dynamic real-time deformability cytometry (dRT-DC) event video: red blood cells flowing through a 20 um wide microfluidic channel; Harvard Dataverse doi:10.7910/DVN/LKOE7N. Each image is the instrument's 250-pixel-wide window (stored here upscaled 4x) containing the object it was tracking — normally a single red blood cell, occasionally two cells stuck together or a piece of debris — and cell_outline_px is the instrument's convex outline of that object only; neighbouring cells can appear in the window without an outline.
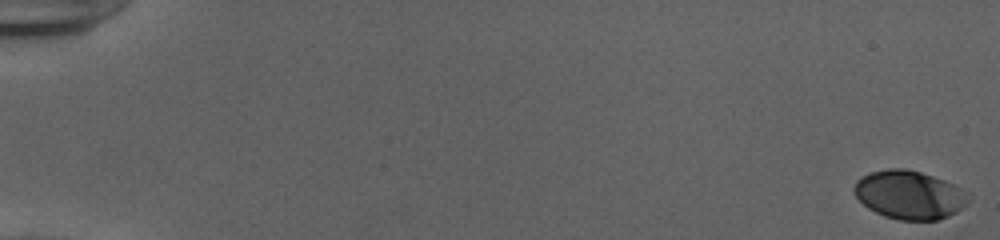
{"species": "human", "species_latin": "Homo sapiens", "temperature_condition": "cold", "stored_images_in_passage": 46, "camera_frame_rate_fps": 3000, "um_per_image_px": 0.085, "donor": {"sex": "female"}, "frame": {"image": 1, "passage_image": 1, "time_ms": 0.0, "image_size_px": [1000, 240], "cell_outline_px": [[968, 200], [956, 212], [948, 216], [936, 220], [900, 220], [884, 216], [868, 208], [856, 196], [852, 188], [856, 180], [872, 172], [888, 168], [904, 168], [920, 172], [944, 180], [960, 188]], "centroid_in_image_um": [77.23, 16.56], "position_along_channel_um": 7.8, "area_um2": 31.73}}
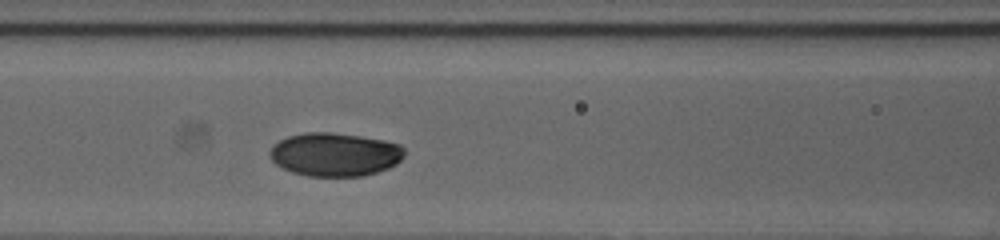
{"frame": {"image": 2, "passage_image": 26, "time_ms": 8.333, "image_size_px": [1000, 240], "cell_outline_px": [[404, 156], [396, 164], [388, 168], [364, 176], [308, 176], [292, 172], [276, 164], [268, 156], [268, 152], [280, 140], [288, 136], [304, 132], [332, 132], [360, 136], [384, 140], [400, 144], [404, 148]], "centroid_in_image_um": [28.47, 13.12], "position_along_channel_um": 138.1, "area_um2": 34.16}}
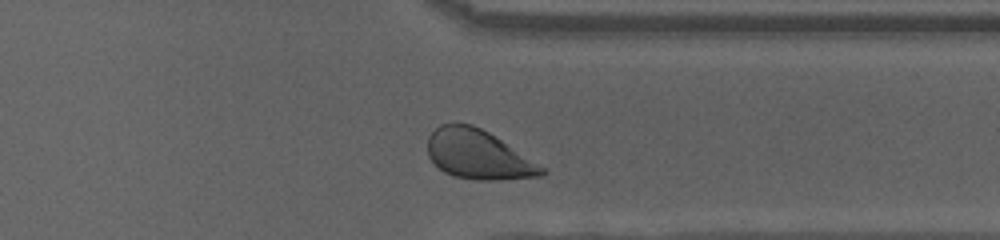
{"frame": {"image": 3, "passage_image": 44, "time_ms": 14.333, "image_size_px": [1000, 240], "cell_outline_px": [[548, 172], [544, 176], [500, 180], [476, 180], [452, 176], [444, 172], [428, 156], [428, 136], [440, 124], [472, 124], [488, 132], [548, 168]], "centroid_in_image_um": [40.71, 13.16], "position_along_channel_um": 370.7, "area_um2": 32.95}, "authors_computed_cell_mechanics": {"area_um2": 32.2813, "velocity_mm_per_s": 3.884, "shape_relaxation_time_tau1_ms": 2.8026, "shape_relaxation_time_tau2_ms": null, "deformation_change_tau1": 0.1201, "deformation_change_tau2": null}}